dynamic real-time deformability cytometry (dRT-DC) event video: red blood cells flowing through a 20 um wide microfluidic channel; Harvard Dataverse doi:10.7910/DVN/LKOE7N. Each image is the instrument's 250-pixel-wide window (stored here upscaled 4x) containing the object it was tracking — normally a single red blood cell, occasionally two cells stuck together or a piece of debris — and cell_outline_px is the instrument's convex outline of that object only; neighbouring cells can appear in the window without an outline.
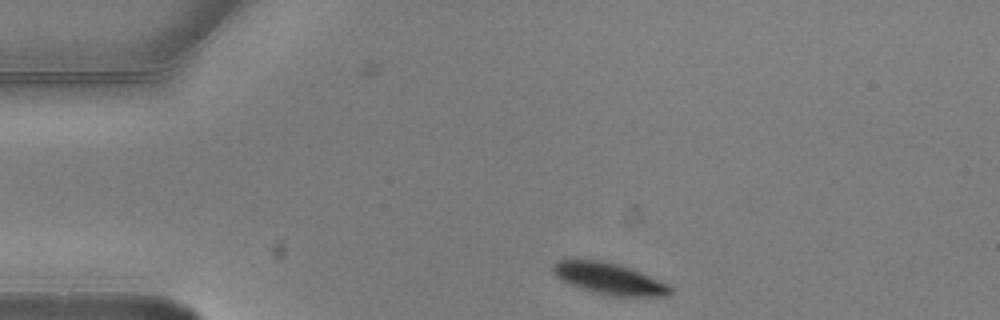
{"species": "common noctule bat (a hibernating species)", "species_latin": "Nyctalus noctula", "temperature_condition": "warm", "stored_images_in_passage": 5, "camera_frame_rate_fps": 3000, "um_per_image_px": 0.085, "animal": {"sex": "male", "body_mass_g": 20.5, "forearm_length_mm": 52.5}, "frame": {"image": 1, "passage_image": 1, "time_ms": 0.0, "image_size_px": [1000, 320], "cell_outline_px": [[672, 292], [668, 296], [608, 296], [592, 292], [568, 284], [560, 280], [548, 268], [556, 260], [596, 260], [616, 264], [632, 268], [668, 284], [672, 288]], "centroid_in_image_um": [51.73, 23.69], "position_along_channel_um": 33.3, "area_um2": 21.73}}
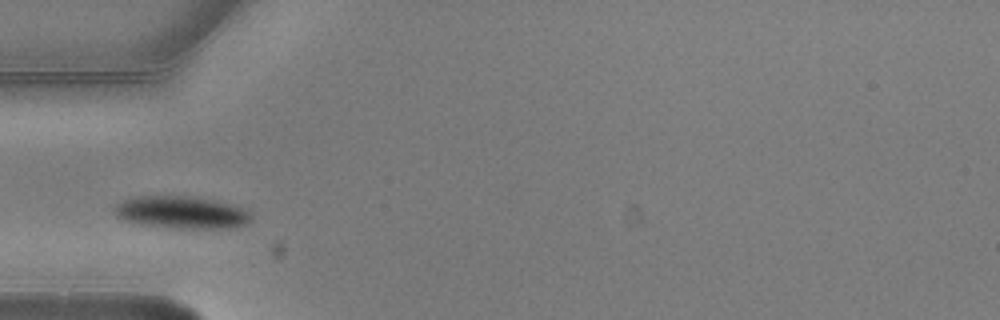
{"frame": {"image": 2, "passage_image": 3, "time_ms": 0.667, "image_size_px": [1000, 320], "cell_outline_px": [[252, 216], [248, 224], [236, 228], [180, 228], [140, 224], [124, 220], [116, 216], [112, 212], [116, 204], [124, 200], [136, 196], [192, 196], [232, 204], [248, 212]], "centroid_in_image_um": [15.42, 18.05], "position_along_channel_um": 69.6, "area_um2": 25.78}}
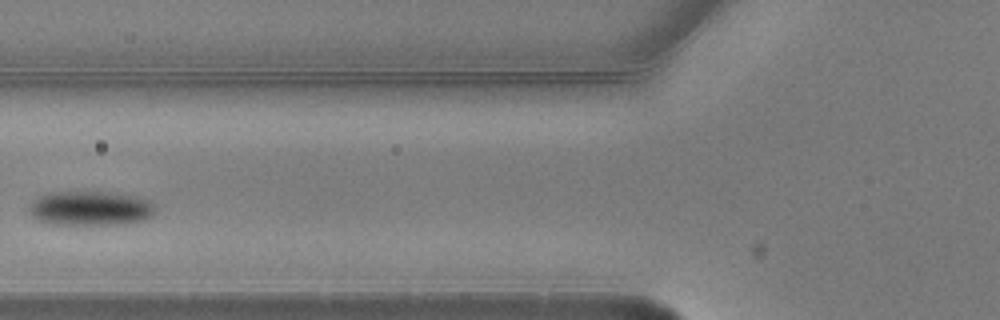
{"frame": {"image": 3, "passage_image": 4, "time_ms": 1.0, "image_size_px": [1000, 320], "cell_outline_px": [[152, 216], [144, 220], [124, 224], [52, 224], [36, 220], [28, 212], [28, 208], [32, 200], [36, 196], [48, 192], [108, 192], [136, 196], [148, 200], [152, 204]], "centroid_in_image_um": [7.6, 17.7], "position_along_channel_um": 118.2, "area_um2": 25.43}}